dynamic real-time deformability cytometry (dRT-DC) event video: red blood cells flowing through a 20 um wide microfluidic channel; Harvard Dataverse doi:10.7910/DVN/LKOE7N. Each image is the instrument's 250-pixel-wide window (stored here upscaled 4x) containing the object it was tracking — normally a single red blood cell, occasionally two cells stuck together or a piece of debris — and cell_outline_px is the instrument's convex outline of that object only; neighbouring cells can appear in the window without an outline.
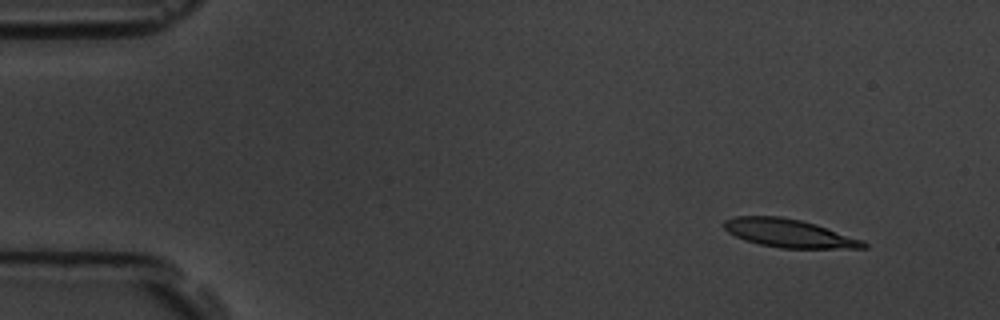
{"species": "common noctule bat (a hibernating species)", "species_latin": "Nyctalus noctula", "temperature_condition": "room temperature", "stored_images_in_passage": 5, "segment_of_instrument_passage": [1, 2], "camera_frame_rate_fps": 3000, "um_per_image_px": 0.085, "animal": {"sex": "male", "body_mass_g": 19.5, "forearm_length_mm": 54.6}, "frame": {"image": 1, "passage_image": 1, "time_ms": 0.0, "image_size_px": [1000, 320], "cell_outline_px": [[868, 248], [780, 248], [760, 244], [744, 240], [728, 232], [724, 228], [724, 220], [736, 216], [780, 216], [800, 220], [816, 224], [864, 240], [868, 244]], "centroid_in_image_um": [67.09, 19.82], "position_along_channel_um": 17.9, "area_um2": 22.95}}